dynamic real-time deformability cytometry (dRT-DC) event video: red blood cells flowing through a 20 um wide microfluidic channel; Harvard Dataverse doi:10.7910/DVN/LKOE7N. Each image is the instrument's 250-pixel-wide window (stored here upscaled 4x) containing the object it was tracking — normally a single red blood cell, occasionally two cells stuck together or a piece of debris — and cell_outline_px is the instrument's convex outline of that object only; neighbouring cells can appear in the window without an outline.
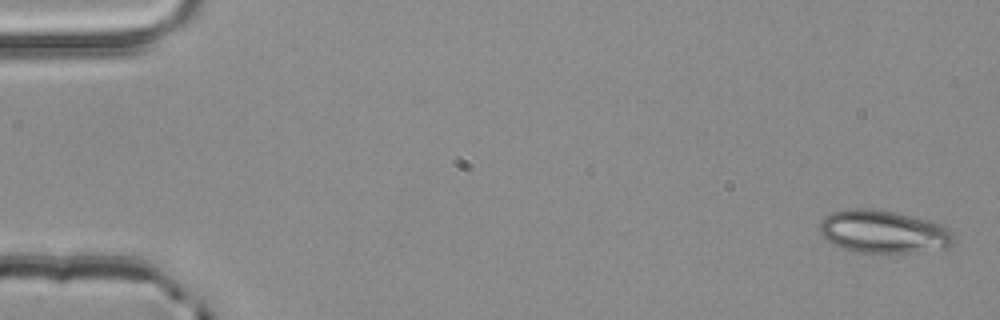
{"species": "common noctule bat (a hibernating species)", "species_latin": "Nyctalus noctula", "temperature_condition": "room temperature", "stored_images_in_passage": 4, "camera_frame_rate_fps": 3000, "um_per_image_px": 0.085, "animal": {"sex": "male", "body_mass_g": 20.4}, "frame": {"image": 1, "passage_image": 1, "time_ms": 0.0, "image_size_px": [1000, 320], "cell_outline_px": [[952, 244], [948, 248], [924, 252], [856, 252], [840, 248], [824, 240], [820, 232], [820, 220], [824, 216], [832, 212], [848, 208], [872, 208], [896, 212], [932, 220], [944, 224], [952, 232]], "centroid_in_image_um": [75.09, 19.68], "position_along_channel_um": 9.9, "area_um2": 34.16}}